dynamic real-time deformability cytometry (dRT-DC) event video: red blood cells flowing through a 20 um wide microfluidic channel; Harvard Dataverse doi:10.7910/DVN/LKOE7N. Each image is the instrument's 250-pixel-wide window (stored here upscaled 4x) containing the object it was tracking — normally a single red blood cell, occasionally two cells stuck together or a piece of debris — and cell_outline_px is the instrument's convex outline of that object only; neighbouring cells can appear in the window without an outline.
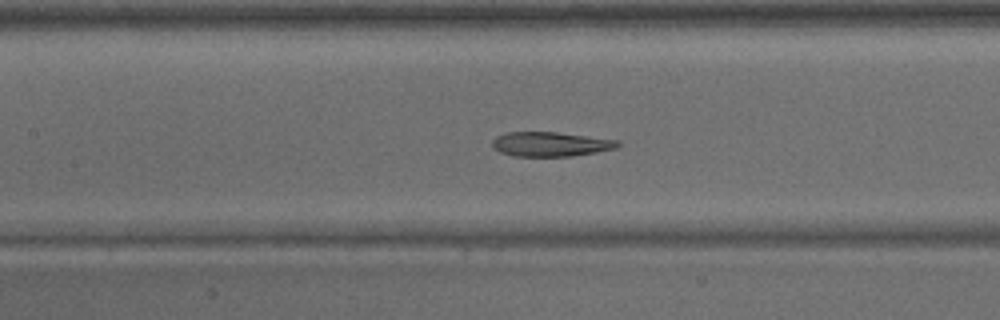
{"species": "common noctule bat (a hibernating species)", "species_latin": "Nyctalus noctula", "temperature_condition": "warm", "stored_images_in_passage": 43, "camera_frame_rate_fps": 3000, "um_per_image_px": 0.085, "animal": {"sex": "male", "body_mass_g": 15.6}, "frame": {"image": 1, "passage_image": 19, "time_ms": 6.0, "image_size_px": [1000, 320], "cell_outline_px": [[620, 144], [616, 148], [596, 152], [572, 156], [512, 156], [500, 152], [492, 148], [492, 140], [496, 136], [508, 132], [556, 132], [620, 140]], "centroid_in_image_um": [46.78, 12.25], "position_along_channel_um": 160.6, "area_um2": 17.98}}